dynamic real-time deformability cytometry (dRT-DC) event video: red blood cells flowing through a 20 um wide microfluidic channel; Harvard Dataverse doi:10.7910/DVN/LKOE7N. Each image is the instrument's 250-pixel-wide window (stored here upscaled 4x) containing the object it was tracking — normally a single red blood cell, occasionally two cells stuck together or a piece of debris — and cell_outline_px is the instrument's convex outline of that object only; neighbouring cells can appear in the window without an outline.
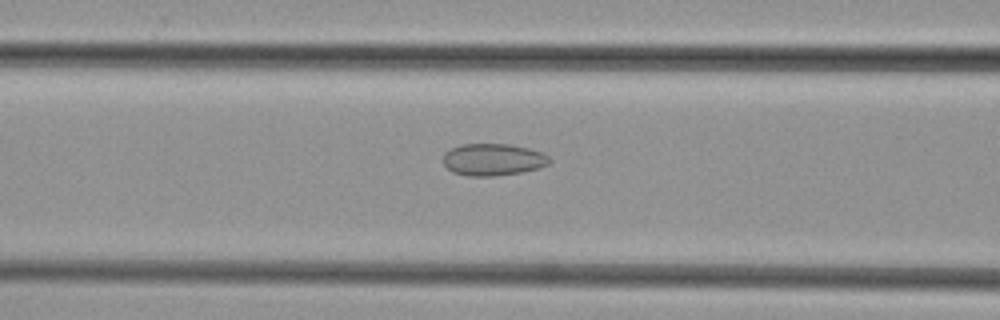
{"species": "common noctule bat (a hibernating species)", "species_latin": "Nyctalus noctula", "temperature_condition": "cold", "stored_images_in_passage": 18, "camera_frame_rate_fps": 3000, "um_per_image_px": 0.085, "animal": {"sex": "female", "body_mass_g": 29.2, "forearm_length_mm": 56.3}, "frame": {"image": 1, "passage_image": 13, "time_ms": 4.0, "image_size_px": [1000, 320], "cell_outline_px": [[552, 160], [548, 164], [540, 168], [520, 172], [492, 176], [468, 176], [452, 172], [444, 164], [444, 152], [460, 144], [508, 144], [528, 148], [540, 152], [548, 156]], "centroid_in_image_um": [41.9, 13.56], "position_along_channel_um": 124.7, "area_um2": 19.77}}
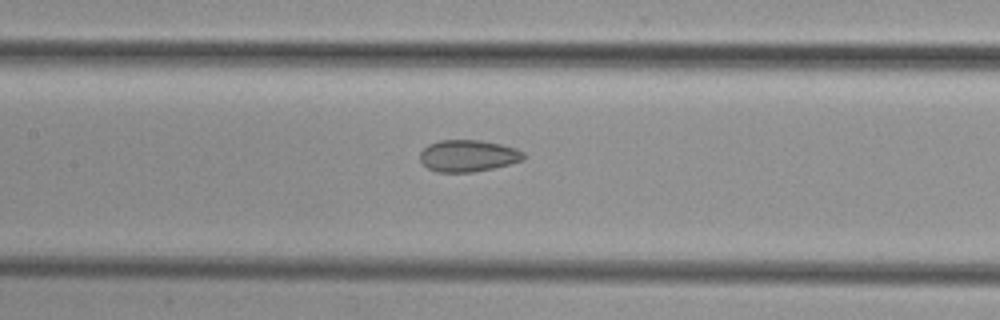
{"frame": {"image": 2, "passage_image": 16, "time_ms": 5.0, "image_size_px": [1000, 320], "cell_outline_px": [[524, 160], [492, 168], [472, 172], [436, 172], [428, 168], [420, 160], [420, 152], [428, 144], [440, 140], [480, 140], [500, 144], [516, 148], [524, 152]], "centroid_in_image_um": [39.77, 13.24], "position_along_channel_um": 167.6, "area_um2": 19.13}}